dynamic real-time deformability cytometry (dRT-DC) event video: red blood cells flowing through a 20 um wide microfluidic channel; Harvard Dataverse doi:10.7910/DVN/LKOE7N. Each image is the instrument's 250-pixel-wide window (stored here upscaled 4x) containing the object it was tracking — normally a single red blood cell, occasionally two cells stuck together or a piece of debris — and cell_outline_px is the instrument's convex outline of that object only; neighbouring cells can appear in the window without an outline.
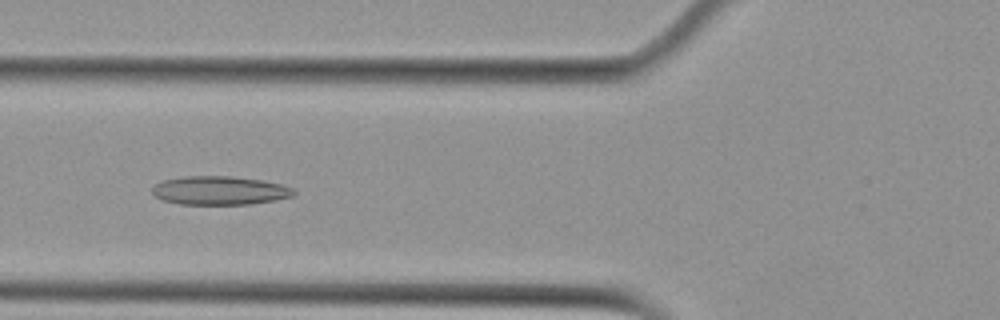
{"species": "Egyptian fruit bat (a non-hibernating species)", "species_latin": "Rousettus aegyptiacus", "temperature_condition": "cold", "stored_images_in_passage": 53, "camera_frame_rate_fps": 3000, "um_per_image_px": 0.085, "animal": {"sex": "female"}, "frame": {"image": 1, "passage_image": 20, "time_ms": 6.333, "image_size_px": [1000, 320], "cell_outline_px": [[296, 192], [292, 196], [276, 200], [252, 204], [180, 204], [164, 200], [156, 196], [152, 192], [152, 188], [156, 184], [164, 180], [184, 176], [232, 176], [260, 180], [280, 184], [292, 188]], "centroid_in_image_um": [18.68, 16.19], "position_along_channel_um": 107.1, "area_um2": 23.47}}
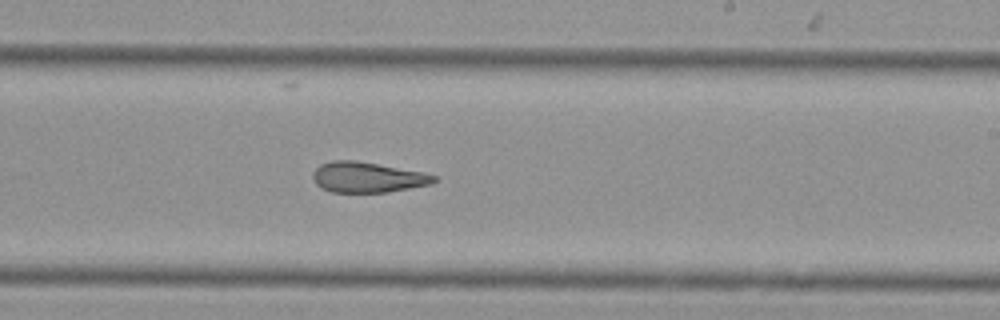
{"frame": {"image": 2, "passage_image": 32, "time_ms": 10.333, "image_size_px": [1000, 320], "cell_outline_px": [[436, 180], [432, 184], [388, 192], [332, 192], [320, 188], [316, 184], [312, 176], [312, 172], [320, 164], [332, 160], [356, 160], [424, 172], [436, 176]], "centroid_in_image_um": [31.21, 15.06], "position_along_channel_um": 257.8, "area_um2": 21.62}}
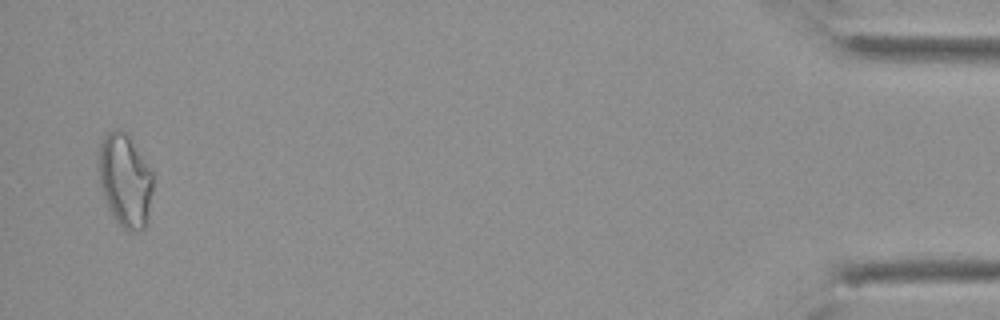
{"frame": {"image": 3, "passage_image": 52, "time_ms": 17.0, "image_size_px": [1000, 320], "cell_outline_px": [[152, 192], [148, 224], [140, 232], [128, 232], [112, 216], [104, 196], [100, 184], [96, 168], [96, 164], [100, 144], [104, 136], [112, 128], [116, 128], [124, 132], [128, 136], [152, 172]], "centroid_in_image_um": [10.61, 15.36], "position_along_channel_um": 424.6, "area_um2": 29.77}, "authors_computed_cell_mechanics": {"area_um2": 25.3742, "velocity_mm_per_s": 3.7803, "shape_relaxation_time_tau1_ms": null, "shape_relaxation_time_tau2_ms": 4.0688, "deformation_change_tau1": null, "deformation_change_tau2": 0.1402}}